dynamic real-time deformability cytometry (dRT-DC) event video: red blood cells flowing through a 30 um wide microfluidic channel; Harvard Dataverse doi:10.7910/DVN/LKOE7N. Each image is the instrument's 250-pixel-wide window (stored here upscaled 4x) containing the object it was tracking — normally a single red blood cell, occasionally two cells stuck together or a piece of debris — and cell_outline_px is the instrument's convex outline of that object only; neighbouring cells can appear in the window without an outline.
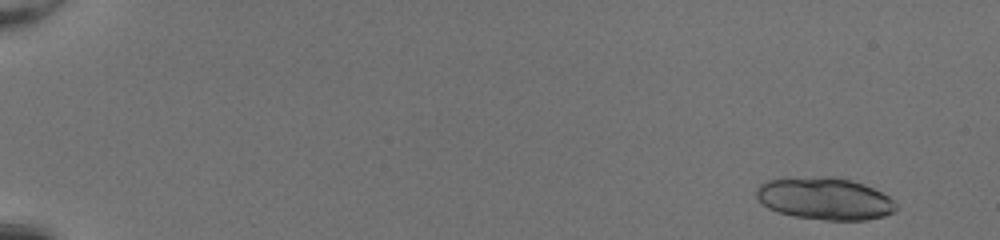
{"species": "common noctule bat (a hibernating species)", "species_latin": "Nyctalus noctula", "temperature_condition": "room temperature", "stored_images_in_passage": 52, "camera_frame_rate_fps": 3000, "um_per_image_px": 0.085, "animal": {"sex": "female", "body_mass_g": 20.0, "forearm_length_mm": 54.0}, "frame": {"image": 1, "passage_image": 3, "time_ms": 0.667, "image_size_px": [1000, 240], "cell_outline_px": [[896, 208], [892, 212], [884, 216], [864, 220], [824, 220], [796, 216], [776, 212], [768, 208], [756, 196], [756, 188], [760, 184], [768, 180], [784, 176], [832, 176], [852, 180], [864, 184], [888, 196], [896, 204]], "centroid_in_image_um": [70.05, 16.85], "position_along_channel_um": 15.0, "area_um2": 34.68}}
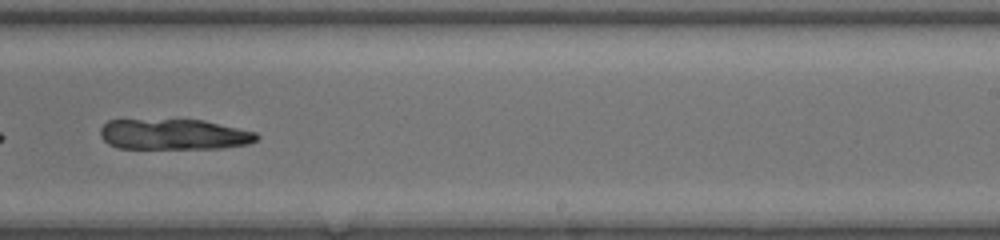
{"frame": {"image": 2, "passage_image": 35, "time_ms": 11.333, "image_size_px": [1000, 240], "cell_outline_px": [[260, 136], [256, 140], [248, 144], [220, 148], [116, 148], [108, 144], [100, 136], [100, 128], [108, 120], [204, 120], [256, 132]], "centroid_in_image_um": [14.77, 11.42], "position_along_channel_um": 274.2, "area_um2": 27.86}}
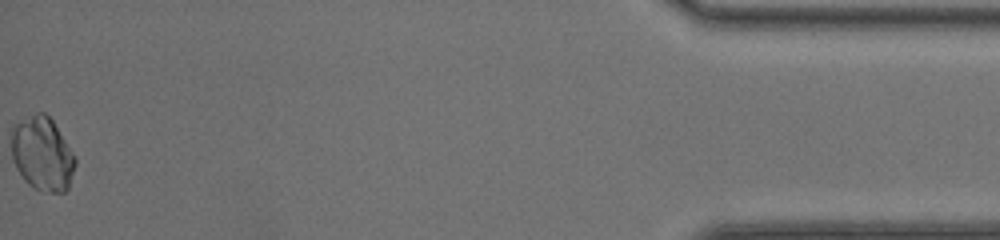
{"frame": {"image": 3, "passage_image": 52, "time_ms": 17.0, "image_size_px": [1000, 240], "cell_outline_px": [[76, 164], [68, 188], [64, 192], [48, 192], [36, 188], [28, 184], [24, 180], [16, 168], [12, 160], [12, 128], [16, 124], [36, 112], [44, 112], [52, 120], [76, 156]], "centroid_in_image_um": [3.61, 13.08], "position_along_channel_um": 431.6, "area_um2": 27.34}}